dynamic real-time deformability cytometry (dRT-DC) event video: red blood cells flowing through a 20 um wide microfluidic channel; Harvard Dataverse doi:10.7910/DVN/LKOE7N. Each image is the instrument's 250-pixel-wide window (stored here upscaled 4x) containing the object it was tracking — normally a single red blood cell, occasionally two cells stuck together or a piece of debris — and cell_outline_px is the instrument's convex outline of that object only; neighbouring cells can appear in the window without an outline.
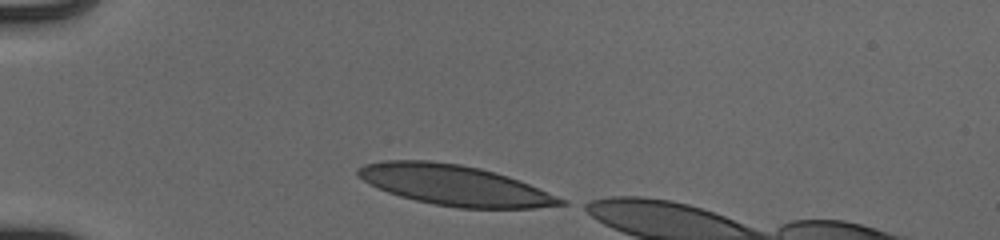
{"species": "human", "species_latin": "Homo sapiens", "temperature_condition": "cold", "stored_images_in_passage": 32, "camera_frame_rate_fps": 3000, "um_per_image_px": 0.085, "donor": {"sex": "male"}, "frame": {"image": 1, "passage_image": 1, "time_ms": 0.0, "image_size_px": [1000, 240], "cell_outline_px": [[568, 204], [532, 208], [456, 208], [432, 204], [400, 196], [388, 192], [364, 180], [356, 172], [364, 164], [388, 160], [428, 160], [460, 164], [480, 168], [508, 176], [568, 200]], "centroid_in_image_um": [38.68, 15.75], "position_along_channel_um": 46.3, "area_um2": 47.22}}
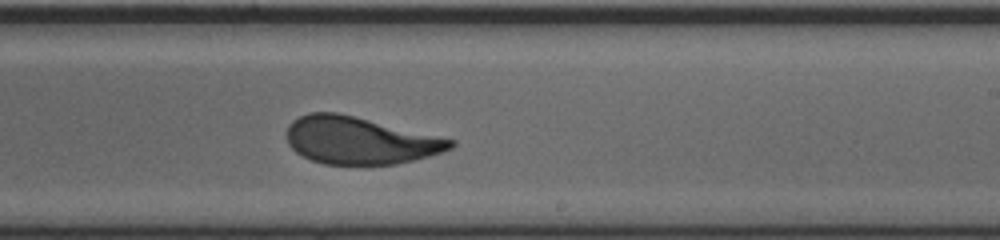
{"frame": {"image": 2, "passage_image": 20, "time_ms": 6.333, "image_size_px": [1000, 240], "cell_outline_px": [[456, 144], [452, 148], [444, 152], [416, 160], [396, 164], [364, 168], [324, 164], [312, 160], [296, 152], [288, 144], [288, 124], [292, 120], [308, 112], [336, 112], [456, 140]], "centroid_in_image_um": [30.6, 11.99], "position_along_channel_um": 258.4, "area_um2": 46.01}}
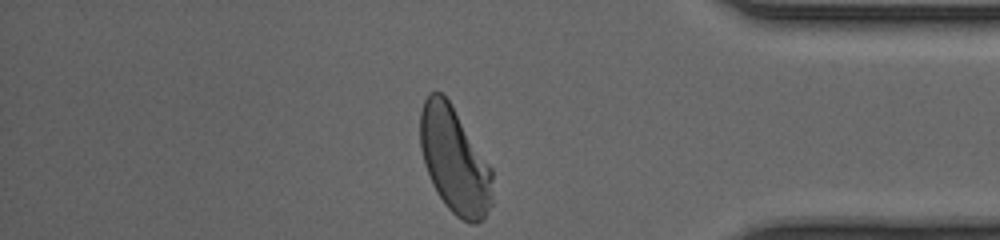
{"frame": {"image": 3, "passage_image": 32, "time_ms": 10.333, "image_size_px": [1000, 240], "cell_outline_px": [[492, 204], [484, 220], [476, 224], [468, 224], [456, 216], [444, 204], [432, 184], [424, 164], [420, 148], [420, 112], [424, 100], [428, 92], [440, 92], [452, 104], [492, 168]], "centroid_in_image_um": [38.64, 13.66], "position_along_channel_um": 396.6, "area_um2": 45.08}, "authors_computed_cell_mechanics": {"area_um2": 46.2978, "velocity_mm_per_s": 3.9191, "shape_relaxation_time_tau1_ms": 3.2152, "shape_relaxation_time_tau2_ms": null, "deformation_change_tau1": 0.1616, "deformation_change_tau2": null}}